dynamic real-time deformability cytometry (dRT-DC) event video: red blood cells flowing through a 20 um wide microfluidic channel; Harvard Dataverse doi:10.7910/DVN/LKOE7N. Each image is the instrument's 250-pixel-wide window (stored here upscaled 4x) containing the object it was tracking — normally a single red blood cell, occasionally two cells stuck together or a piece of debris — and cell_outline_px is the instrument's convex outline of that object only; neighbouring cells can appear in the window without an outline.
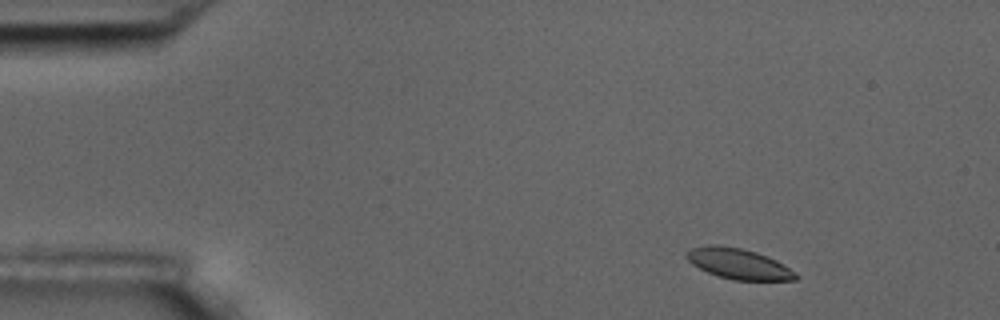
{"species": "common noctule bat (a hibernating species)", "species_latin": "Nyctalus noctula", "temperature_condition": "room temperature", "stored_images_in_passage": 4, "camera_frame_rate_fps": 3000, "um_per_image_px": 0.085, "animal": {"sex": "male", "body_mass_g": 17.5, "forearm_length_mm": 52.3}, "frame": {"image": 1, "passage_image": 1, "time_ms": 0.0, "image_size_px": [1000, 320], "cell_outline_px": [[796, 280], [732, 280], [708, 272], [692, 264], [684, 256], [684, 252], [692, 248], [708, 244], [720, 244], [740, 248], [756, 252], [776, 260], [796, 272]], "centroid_in_image_um": [62.73, 22.4], "position_along_channel_um": 22.3, "area_um2": 19.42}}
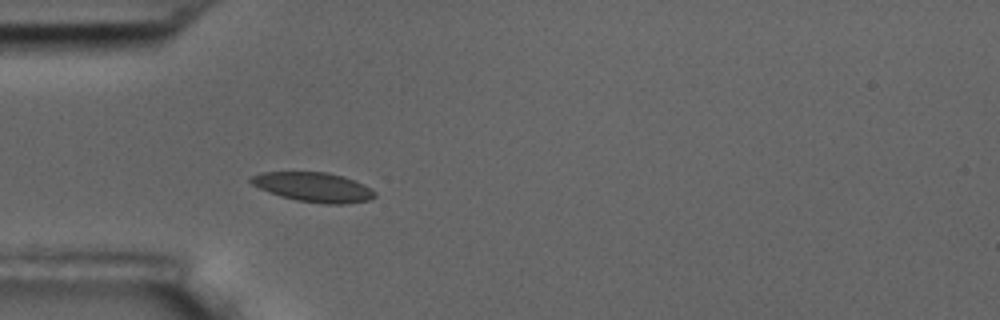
{"frame": {"image": 2, "passage_image": 4, "time_ms": 3.333, "image_size_px": [1000, 320], "cell_outline_px": [[376, 196], [368, 200], [344, 204], [324, 204], [296, 200], [280, 196], [268, 192], [252, 184], [248, 180], [248, 176], [260, 172], [328, 172], [344, 176], [364, 184], [376, 192]], "centroid_in_image_um": [26.62, 15.9], "position_along_channel_um": 58.4, "area_um2": 21.5}}